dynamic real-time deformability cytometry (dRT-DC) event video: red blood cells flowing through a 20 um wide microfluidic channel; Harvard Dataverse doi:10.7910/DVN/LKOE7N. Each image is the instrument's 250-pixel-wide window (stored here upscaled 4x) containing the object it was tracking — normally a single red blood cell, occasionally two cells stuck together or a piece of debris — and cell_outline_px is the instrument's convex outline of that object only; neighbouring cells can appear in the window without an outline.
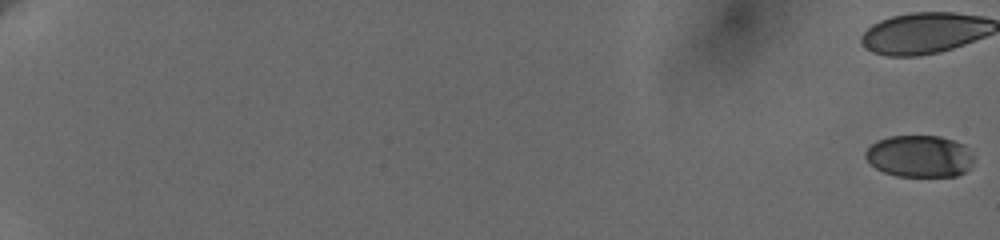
{"species": "human", "species_latin": "Homo sapiens", "temperature_condition": "cold", "stored_images_in_passage": 10, "camera_frame_rate_fps": 3000, "um_per_image_px": 0.085, "donor": {"sex": "female"}, "frame": {"image": 1, "passage_image": 1, "time_ms": 0.0, "image_size_px": [1000, 240], "cell_outline_px": [[976, 160], [964, 172], [956, 176], [896, 176], [884, 172], [876, 168], [864, 156], [864, 152], [876, 140], [888, 136], [940, 136], [964, 144], [976, 156]], "centroid_in_image_um": [78.19, 13.27], "position_along_channel_um": 6.8, "area_um2": 26.7}}